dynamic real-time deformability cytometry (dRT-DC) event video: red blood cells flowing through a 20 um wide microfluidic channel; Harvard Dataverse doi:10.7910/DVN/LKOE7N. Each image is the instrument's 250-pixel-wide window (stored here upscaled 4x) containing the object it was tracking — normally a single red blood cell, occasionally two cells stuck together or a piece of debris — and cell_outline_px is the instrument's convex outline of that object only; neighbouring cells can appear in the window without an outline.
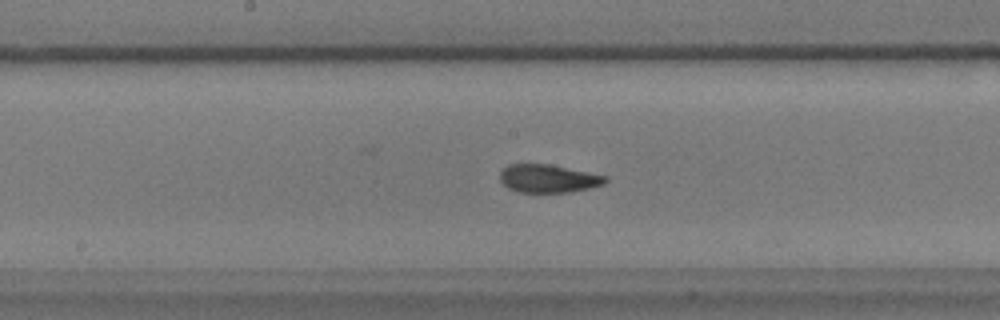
{"species": "common noctule bat (a hibernating species)", "species_latin": "Nyctalus noctula", "temperature_condition": "warm", "stored_images_in_passage": 36, "camera_frame_rate_fps": 3000, "um_per_image_px": 0.085, "animal": {"sex": "male", "body_mass_g": 17.9}, "frame": {"image": 1, "passage_image": 14, "time_ms": 4.333, "image_size_px": [1000, 320], "cell_outline_px": [[608, 180], [604, 184], [588, 188], [568, 192], [540, 196], [516, 192], [508, 188], [500, 180], [500, 172], [508, 164], [548, 164], [608, 176]], "centroid_in_image_um": [46.57, 15.23], "position_along_channel_um": 201.6, "area_um2": 17.92}}
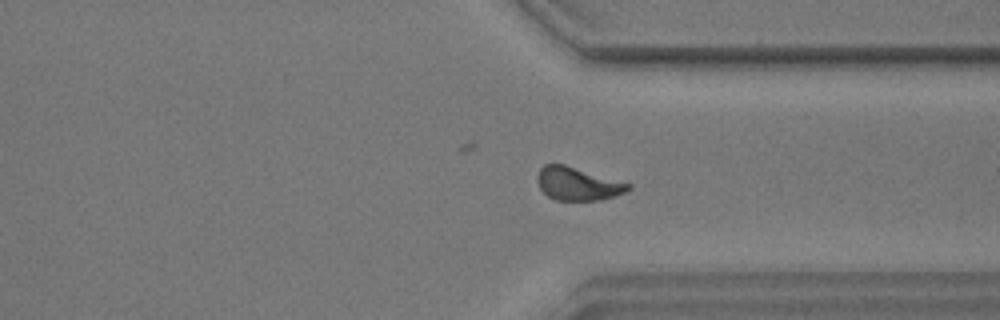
{"frame": {"image": 2, "passage_image": 28, "time_ms": 9.0, "image_size_px": [1000, 320], "cell_outline_px": [[632, 188], [616, 196], [600, 200], [556, 200], [548, 196], [540, 188], [536, 180], [536, 176], [540, 168], [544, 164], [564, 164], [632, 184]], "centroid_in_image_um": [49.1, 15.62], "position_along_channel_um": 362.3, "area_um2": 17.57}}
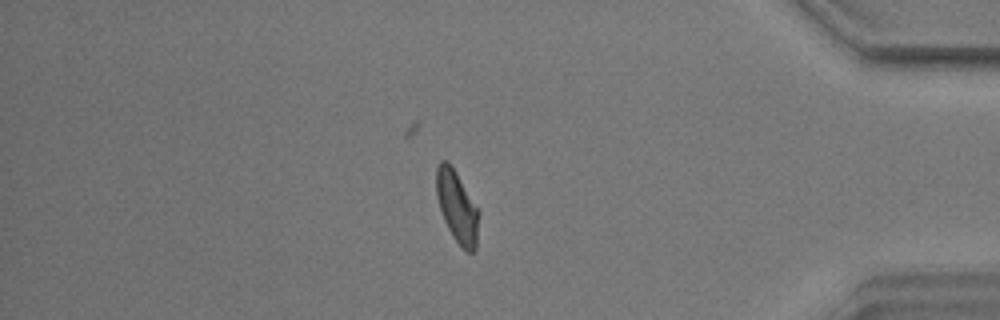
{"frame": {"image": 3, "passage_image": 34, "time_ms": 11.0, "image_size_px": [1000, 320], "cell_outline_px": [[480, 212], [476, 248], [472, 252], [468, 252], [452, 236], [444, 220], [436, 196], [436, 168], [440, 160], [448, 160], [456, 172]], "centroid_in_image_um": [38.85, 17.55], "position_along_channel_um": 396.4, "area_um2": 17.69}}